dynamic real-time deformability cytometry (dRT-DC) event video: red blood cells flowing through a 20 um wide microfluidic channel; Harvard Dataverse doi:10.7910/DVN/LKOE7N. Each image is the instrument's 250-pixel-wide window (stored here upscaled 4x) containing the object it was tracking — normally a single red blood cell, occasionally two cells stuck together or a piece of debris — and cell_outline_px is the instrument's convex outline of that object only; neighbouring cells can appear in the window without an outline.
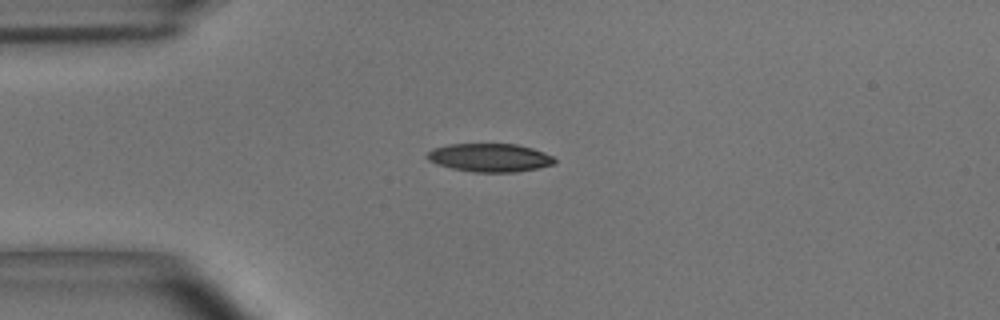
{"species": "common noctule bat (a hibernating species)", "species_latin": "Nyctalus noctula", "temperature_condition": "room temperature", "stored_images_in_passage": 8, "camera_frame_rate_fps": 3000, "um_per_image_px": 0.085, "animal": {"sex": "male", "body_mass_g": 15.6}, "frame": {"image": 1, "passage_image": 3, "time_ms": 0.667, "image_size_px": [1000, 320], "cell_outline_px": [[556, 164], [516, 172], [472, 172], [452, 168], [436, 164], [428, 160], [424, 156], [432, 148], [448, 144], [516, 144], [532, 148], [544, 152], [552, 156], [556, 160]], "centroid_in_image_um": [41.6, 13.4], "position_along_channel_um": 43.4, "area_um2": 21.15}}
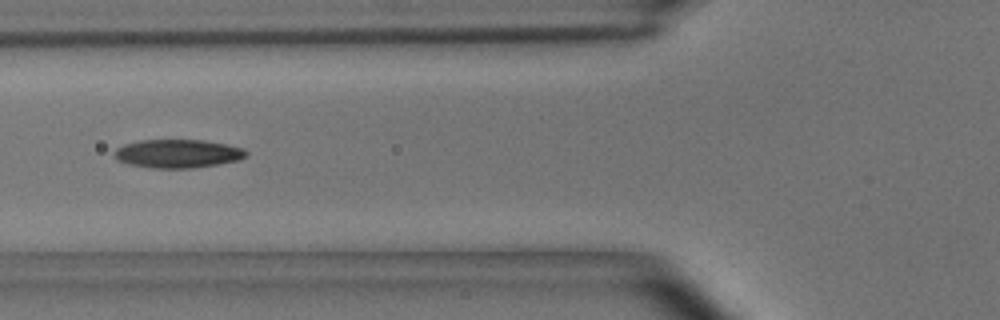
{"frame": {"image": 2, "passage_image": 5, "time_ms": 1.333, "image_size_px": [1000, 320], "cell_outline_px": [[248, 156], [240, 160], [220, 164], [192, 168], [152, 168], [128, 164], [116, 160], [116, 148], [124, 144], [140, 140], [204, 140], [244, 148], [248, 152]], "centroid_in_image_um": [15.15, 13.06], "position_along_channel_um": 110.7, "area_um2": 21.96}}